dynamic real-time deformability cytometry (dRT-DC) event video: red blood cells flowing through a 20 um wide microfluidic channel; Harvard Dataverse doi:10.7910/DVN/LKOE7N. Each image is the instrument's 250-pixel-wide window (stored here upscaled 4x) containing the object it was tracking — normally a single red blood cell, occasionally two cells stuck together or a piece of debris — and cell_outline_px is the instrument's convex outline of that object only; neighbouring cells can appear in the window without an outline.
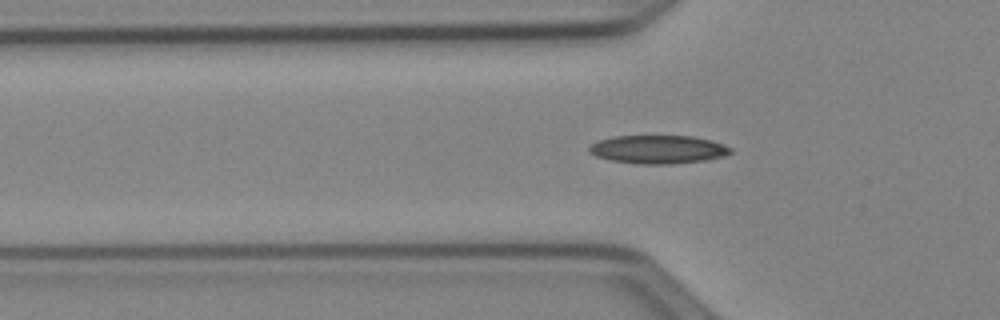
{"species": "Egyptian fruit bat (a non-hibernating species)", "species_latin": "Rousettus aegyptiacus", "temperature_condition": "cold", "stored_images_in_passage": 37, "camera_frame_rate_fps": 3000, "um_per_image_px": 0.085, "animal": {"sex": "female"}, "frame": {"image": 1, "passage_image": 2, "time_ms": 0.333, "image_size_px": [1000, 320], "cell_outline_px": [[732, 152], [724, 156], [708, 160], [672, 164], [640, 164], [612, 160], [596, 156], [588, 152], [588, 148], [592, 144], [600, 140], [612, 136], [692, 136], [712, 140], [732, 148]], "centroid_in_image_um": [55.96, 12.7], "position_along_channel_um": 69.8, "area_um2": 23.41}}
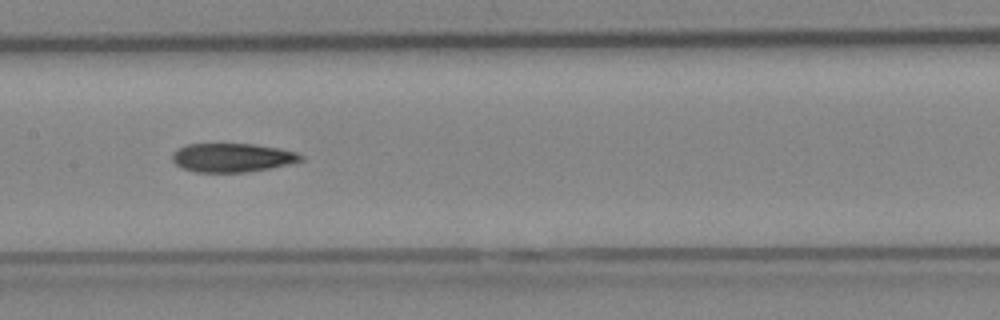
{"frame": {"image": 2, "passage_image": 11, "time_ms": 3.333, "image_size_px": [1000, 320], "cell_outline_px": [[304, 160], [272, 168], [248, 172], [196, 172], [184, 168], [176, 164], [172, 160], [172, 156], [180, 148], [188, 144], [252, 144], [276, 148], [296, 152], [304, 156]], "centroid_in_image_um": [19.78, 13.41], "position_along_channel_um": 187.6, "area_um2": 21.33}}
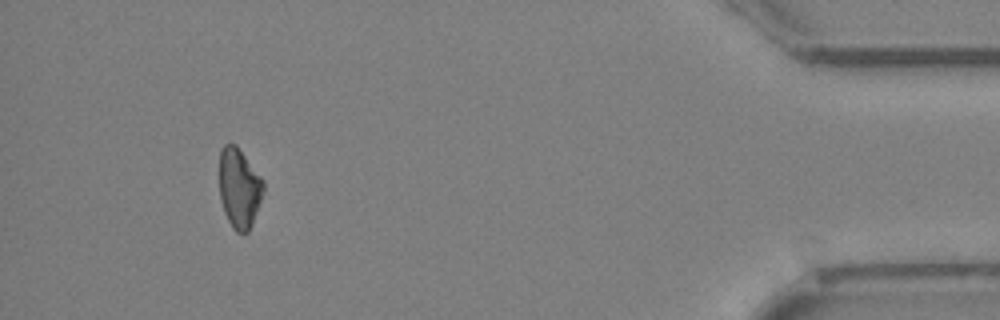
{"frame": {"image": 3, "passage_image": 33, "time_ms": 10.667, "image_size_px": [1000, 320], "cell_outline_px": [[264, 192], [252, 224], [248, 232], [236, 232], [232, 228], [224, 212], [220, 200], [220, 148], [224, 144], [236, 144], [264, 180]], "centroid_in_image_um": [20.34, 15.98], "position_along_channel_um": 414.9, "area_um2": 20.58}, "authors_computed_cell_mechanics": {"area_um2": 21.8484, "velocity_mm_per_s": 3.9523, "shape_relaxation_time_tau1_ms": 8.4359, "shape_relaxation_time_tau2_ms": null, "deformation_change_tau1": 0.1216, "deformation_change_tau2": null}}